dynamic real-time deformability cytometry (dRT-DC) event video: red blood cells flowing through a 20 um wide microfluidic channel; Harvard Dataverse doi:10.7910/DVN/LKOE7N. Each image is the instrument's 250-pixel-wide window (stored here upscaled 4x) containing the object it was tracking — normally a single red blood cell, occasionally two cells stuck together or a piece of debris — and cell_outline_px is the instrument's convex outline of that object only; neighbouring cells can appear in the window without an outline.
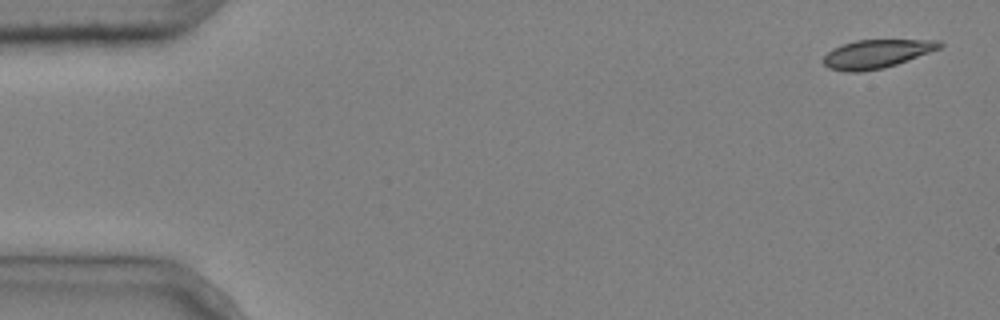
{"species": "common noctule bat (a hibernating species)", "species_latin": "Nyctalus noctula", "temperature_condition": "cold", "stored_images_in_passage": 4, "camera_frame_rate_fps": 3000, "um_per_image_px": 0.085, "animal": {"sex": "male", "body_mass_g": 20.4}, "frame": {"image": 1, "passage_image": 1, "time_ms": 0.0, "image_size_px": [1000, 320], "cell_outline_px": [[944, 44], [940, 48], [908, 60], [884, 68], [860, 72], [848, 72], [828, 68], [824, 64], [824, 56], [832, 48], [856, 40], [940, 40]], "centroid_in_image_um": [74.5, 4.58], "position_along_channel_um": 10.5, "area_um2": 19.19}}